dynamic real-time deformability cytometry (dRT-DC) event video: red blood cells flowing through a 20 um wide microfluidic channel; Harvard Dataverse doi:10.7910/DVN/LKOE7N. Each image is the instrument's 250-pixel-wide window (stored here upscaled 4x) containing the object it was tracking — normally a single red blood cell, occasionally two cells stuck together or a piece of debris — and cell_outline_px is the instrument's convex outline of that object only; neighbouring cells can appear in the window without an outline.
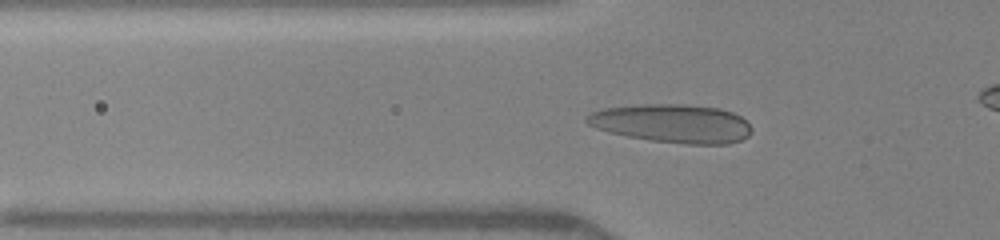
{"species": "human", "species_latin": "Homo sapiens", "temperature_condition": "warm", "stored_images_in_passage": 46, "camera_frame_rate_fps": 3000, "um_per_image_px": 0.085, "donor": {"sex": "female"}, "frame": {"image": 1, "passage_image": 18, "time_ms": 5.667, "image_size_px": [1000, 240], "cell_outline_px": [[752, 132], [748, 136], [740, 140], [728, 144], [684, 144], [652, 140], [628, 136], [608, 132], [596, 128], [588, 124], [584, 120], [592, 112], [604, 108], [640, 104], [684, 104], [720, 108], [732, 112], [740, 116], [752, 128]], "centroid_in_image_um": [57.15, 10.49], "position_along_channel_um": 68.6, "area_um2": 36.99}}
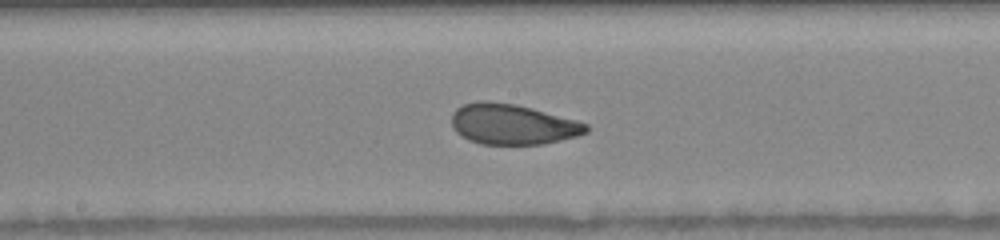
{"frame": {"image": 2, "passage_image": 28, "time_ms": 9.0, "image_size_px": [1000, 240], "cell_outline_px": [[588, 132], [576, 136], [544, 144], [480, 144], [468, 140], [456, 132], [452, 124], [452, 112], [460, 104], [476, 100], [488, 100], [516, 104], [532, 108], [576, 120], [588, 124]], "centroid_in_image_um": [43.52, 10.54], "position_along_channel_um": 204.7, "area_um2": 31.96}}
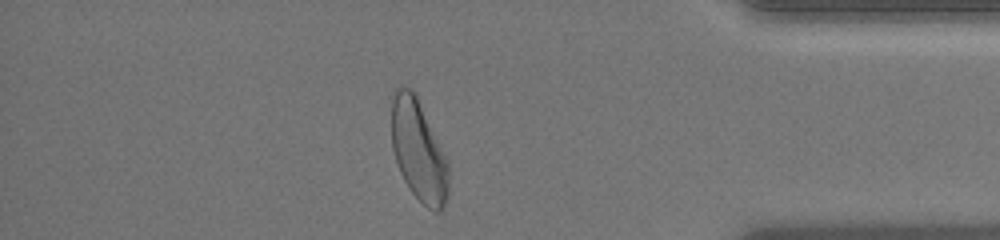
{"frame": {"image": 3, "passage_image": 44, "time_ms": 14.333, "image_size_px": [1000, 240], "cell_outline_px": [[448, 196], [444, 204], [436, 212], [428, 208], [412, 192], [404, 180], [400, 172], [392, 148], [392, 100], [396, 88], [400, 84], [412, 88], [416, 96], [448, 164]], "centroid_in_image_um": [35.55, 12.79], "position_along_channel_um": 399.7, "area_um2": 32.77}, "authors_computed_cell_mechanics": {"area_um2": 32.3102, "velocity_mm_per_s": 4.1102, "shape_relaxation_time_tau1_ms": 5.8714, "shape_relaxation_time_tau2_ms": 0.9295, "deformation_change_tau1": 0.1914, "deformation_change_tau2": 0.0731}}